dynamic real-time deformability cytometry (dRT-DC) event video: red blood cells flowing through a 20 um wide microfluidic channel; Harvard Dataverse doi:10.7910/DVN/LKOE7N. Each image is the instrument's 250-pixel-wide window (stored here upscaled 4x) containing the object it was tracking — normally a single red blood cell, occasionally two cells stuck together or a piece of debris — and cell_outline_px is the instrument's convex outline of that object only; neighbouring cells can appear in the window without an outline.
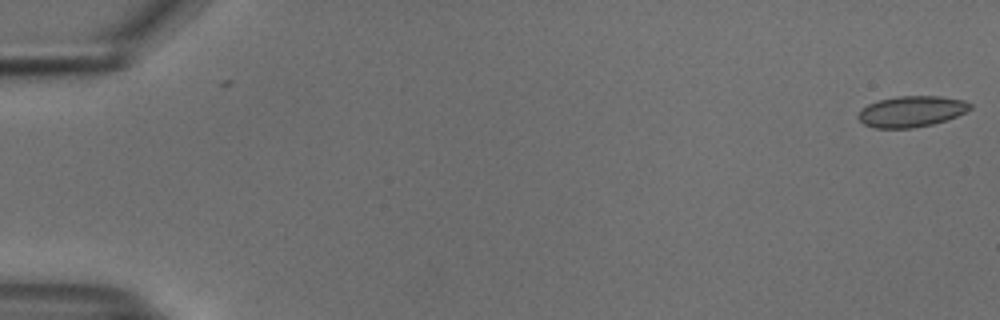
{"species": "common noctule bat (a hibernating species)", "species_latin": "Nyctalus noctula", "temperature_condition": "cold", "stored_images_in_passage": 2, "camera_frame_rate_fps": 3000, "um_per_image_px": 0.085, "animal": {"sex": "male", "body_mass_g": 18.8}, "frame": {"image": 1, "passage_image": 1, "time_ms": 0.0, "image_size_px": [1000, 320], "cell_outline_px": [[972, 108], [956, 116], [932, 124], [912, 128], [876, 128], [864, 124], [856, 116], [868, 104], [880, 100], [900, 96], [940, 96], [964, 100], [972, 104]], "centroid_in_image_um": [77.48, 9.47], "position_along_channel_um": 7.5, "area_um2": 19.94}}